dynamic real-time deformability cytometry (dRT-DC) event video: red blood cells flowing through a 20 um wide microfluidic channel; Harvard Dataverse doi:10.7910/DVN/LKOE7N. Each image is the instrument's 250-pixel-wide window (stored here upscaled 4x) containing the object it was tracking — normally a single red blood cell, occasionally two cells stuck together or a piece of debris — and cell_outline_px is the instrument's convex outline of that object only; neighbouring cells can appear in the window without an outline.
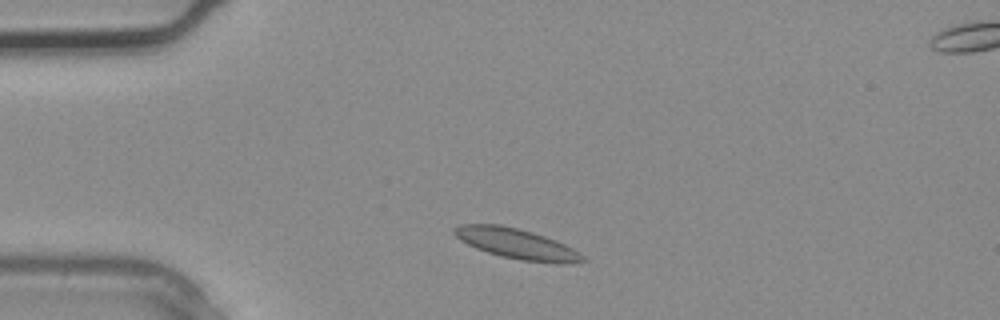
{"species": "common noctule bat (a hibernating species)", "species_latin": "Nyctalus noctula", "temperature_condition": "warm", "stored_images_in_passage": 2, "camera_frame_rate_fps": 3000, "um_per_image_px": 0.085, "animal": {"sex": "male", "body_mass_g": 20.4}, "frame": {"image": 1, "passage_image": 1, "time_ms": 0.0, "image_size_px": [1000, 320], "cell_outline_px": [[588, 260], [576, 264], [556, 264], [520, 260], [500, 256], [476, 248], [460, 240], [452, 232], [452, 228], [460, 224], [500, 224], [532, 232], [556, 240], [580, 252]], "centroid_in_image_um": [43.96, 20.74], "position_along_channel_um": 41.0, "area_um2": 22.95}}